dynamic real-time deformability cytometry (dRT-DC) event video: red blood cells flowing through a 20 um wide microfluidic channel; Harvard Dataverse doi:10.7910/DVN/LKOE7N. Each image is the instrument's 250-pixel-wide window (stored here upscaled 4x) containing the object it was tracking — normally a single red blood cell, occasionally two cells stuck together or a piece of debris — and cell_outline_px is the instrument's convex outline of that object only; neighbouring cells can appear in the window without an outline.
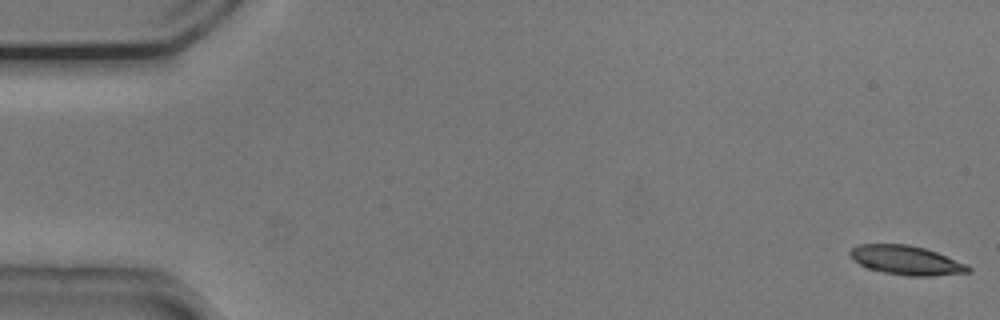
{"species": "common noctule bat (a hibernating species)", "species_latin": "Nyctalus noctula", "temperature_condition": "cold", "stored_images_in_passage": 53, "camera_frame_rate_fps": 3000, "um_per_image_px": 0.085, "animal": {"sex": "male", "body_mass_g": 20.5, "forearm_length_mm": 52.5}, "frame": {"image": 1, "passage_image": 1, "time_ms": 0.0, "image_size_px": [1000, 320], "cell_outline_px": [[972, 268], [968, 272], [932, 276], [908, 276], [884, 272], [868, 268], [860, 264], [848, 252], [856, 244], [908, 244], [924, 248], [936, 252], [968, 264]], "centroid_in_image_um": [77.05, 22.11], "position_along_channel_um": 7.9, "area_um2": 19.94}}
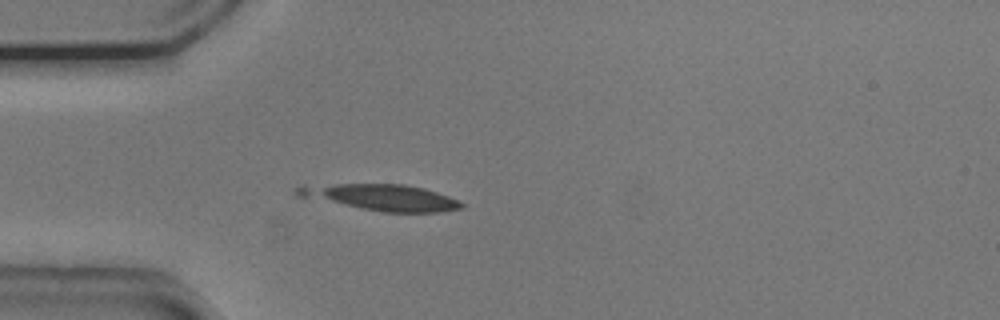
{"frame": {"image": 2, "passage_image": 15, "time_ms": 4.667, "image_size_px": [1000, 320], "cell_outline_px": [[464, 204], [460, 208], [440, 212], [384, 212], [360, 208], [296, 196], [292, 192], [296, 188], [336, 184], [404, 184], [424, 188], [448, 196]], "centroid_in_image_um": [32.43, 16.78], "position_along_channel_um": 52.6, "area_um2": 24.57}}
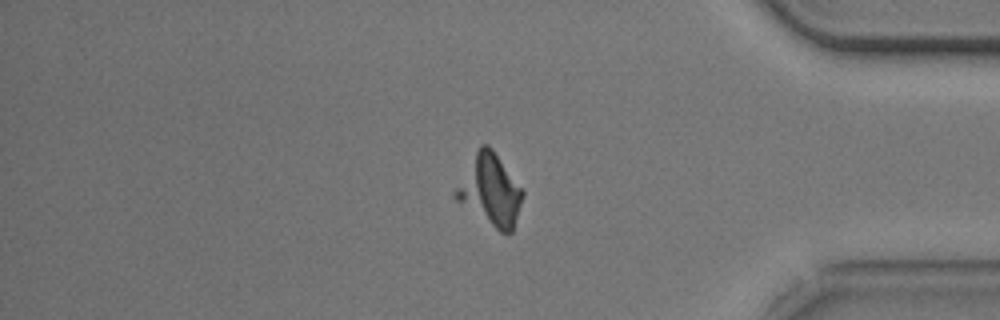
{"frame": {"image": 3, "passage_image": 45, "time_ms": 14.667, "image_size_px": [1000, 320], "cell_outline_px": [[524, 196], [512, 232], [500, 232], [456, 200], [452, 196], [452, 192], [480, 144], [488, 144], [492, 148], [524, 192]], "centroid_in_image_um": [41.65, 16.17], "position_along_channel_um": 393.6, "area_um2": 27.22}}